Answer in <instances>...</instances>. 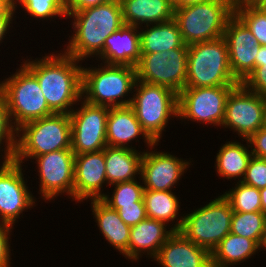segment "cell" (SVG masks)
Here are the masks:
<instances>
[{
  "label": "cell",
  "mask_w": 266,
  "mask_h": 267,
  "mask_svg": "<svg viewBox=\"0 0 266 267\" xmlns=\"http://www.w3.org/2000/svg\"><path fill=\"white\" fill-rule=\"evenodd\" d=\"M61 52L21 63L36 76L49 108L54 113L69 114L82 99L83 66L80 60Z\"/></svg>",
  "instance_id": "cell-1"
},
{
  "label": "cell",
  "mask_w": 266,
  "mask_h": 267,
  "mask_svg": "<svg viewBox=\"0 0 266 267\" xmlns=\"http://www.w3.org/2000/svg\"><path fill=\"white\" fill-rule=\"evenodd\" d=\"M68 18L73 20V33L63 52L81 62L96 57L103 50L106 38L124 25L119 0L67 14Z\"/></svg>",
  "instance_id": "cell-2"
},
{
  "label": "cell",
  "mask_w": 266,
  "mask_h": 267,
  "mask_svg": "<svg viewBox=\"0 0 266 267\" xmlns=\"http://www.w3.org/2000/svg\"><path fill=\"white\" fill-rule=\"evenodd\" d=\"M136 81V68L129 65H107L101 62L98 68L83 66L82 99L109 108L130 106V93H133Z\"/></svg>",
  "instance_id": "cell-3"
},
{
  "label": "cell",
  "mask_w": 266,
  "mask_h": 267,
  "mask_svg": "<svg viewBox=\"0 0 266 267\" xmlns=\"http://www.w3.org/2000/svg\"><path fill=\"white\" fill-rule=\"evenodd\" d=\"M63 149H71V120L69 114L53 113L16 130L13 160L23 165L32 157Z\"/></svg>",
  "instance_id": "cell-4"
},
{
  "label": "cell",
  "mask_w": 266,
  "mask_h": 267,
  "mask_svg": "<svg viewBox=\"0 0 266 267\" xmlns=\"http://www.w3.org/2000/svg\"><path fill=\"white\" fill-rule=\"evenodd\" d=\"M223 37L188 45L185 88L236 86Z\"/></svg>",
  "instance_id": "cell-5"
},
{
  "label": "cell",
  "mask_w": 266,
  "mask_h": 267,
  "mask_svg": "<svg viewBox=\"0 0 266 267\" xmlns=\"http://www.w3.org/2000/svg\"><path fill=\"white\" fill-rule=\"evenodd\" d=\"M234 5V0H210L175 8L174 20L183 42L191 45L223 37Z\"/></svg>",
  "instance_id": "cell-6"
},
{
  "label": "cell",
  "mask_w": 266,
  "mask_h": 267,
  "mask_svg": "<svg viewBox=\"0 0 266 267\" xmlns=\"http://www.w3.org/2000/svg\"><path fill=\"white\" fill-rule=\"evenodd\" d=\"M0 82L8 114L15 130L22 125L52 115L36 76L24 65Z\"/></svg>",
  "instance_id": "cell-7"
},
{
  "label": "cell",
  "mask_w": 266,
  "mask_h": 267,
  "mask_svg": "<svg viewBox=\"0 0 266 267\" xmlns=\"http://www.w3.org/2000/svg\"><path fill=\"white\" fill-rule=\"evenodd\" d=\"M132 94L131 107L144 131L159 143L172 118H178V94L159 85L137 80Z\"/></svg>",
  "instance_id": "cell-8"
},
{
  "label": "cell",
  "mask_w": 266,
  "mask_h": 267,
  "mask_svg": "<svg viewBox=\"0 0 266 267\" xmlns=\"http://www.w3.org/2000/svg\"><path fill=\"white\" fill-rule=\"evenodd\" d=\"M183 216L180 232L194 244L212 252L230 233L233 210L230 202L221 194Z\"/></svg>",
  "instance_id": "cell-9"
},
{
  "label": "cell",
  "mask_w": 266,
  "mask_h": 267,
  "mask_svg": "<svg viewBox=\"0 0 266 267\" xmlns=\"http://www.w3.org/2000/svg\"><path fill=\"white\" fill-rule=\"evenodd\" d=\"M188 48H174L158 53H141L136 65L137 80L167 87L179 94L187 76Z\"/></svg>",
  "instance_id": "cell-10"
},
{
  "label": "cell",
  "mask_w": 266,
  "mask_h": 267,
  "mask_svg": "<svg viewBox=\"0 0 266 267\" xmlns=\"http://www.w3.org/2000/svg\"><path fill=\"white\" fill-rule=\"evenodd\" d=\"M234 87L184 88L178 94V119L221 127L226 100Z\"/></svg>",
  "instance_id": "cell-11"
},
{
  "label": "cell",
  "mask_w": 266,
  "mask_h": 267,
  "mask_svg": "<svg viewBox=\"0 0 266 267\" xmlns=\"http://www.w3.org/2000/svg\"><path fill=\"white\" fill-rule=\"evenodd\" d=\"M78 109L69 113L71 120V149L75 155L98 152L107 146L106 129L109 107L80 100Z\"/></svg>",
  "instance_id": "cell-12"
},
{
  "label": "cell",
  "mask_w": 266,
  "mask_h": 267,
  "mask_svg": "<svg viewBox=\"0 0 266 267\" xmlns=\"http://www.w3.org/2000/svg\"><path fill=\"white\" fill-rule=\"evenodd\" d=\"M39 176L38 194L46 202L66 194L73 200L75 154L72 149L57 150L32 157Z\"/></svg>",
  "instance_id": "cell-13"
},
{
  "label": "cell",
  "mask_w": 266,
  "mask_h": 267,
  "mask_svg": "<svg viewBox=\"0 0 266 267\" xmlns=\"http://www.w3.org/2000/svg\"><path fill=\"white\" fill-rule=\"evenodd\" d=\"M0 164V222L12 227L18 222L23 211L36 206L33 196L24 177L20 163L12 160L1 161ZM23 170V171H22ZM25 178V180H24ZM35 197V198H34Z\"/></svg>",
  "instance_id": "cell-14"
},
{
  "label": "cell",
  "mask_w": 266,
  "mask_h": 267,
  "mask_svg": "<svg viewBox=\"0 0 266 267\" xmlns=\"http://www.w3.org/2000/svg\"><path fill=\"white\" fill-rule=\"evenodd\" d=\"M222 127L232 129L243 142L263 128V96L236 85L227 97Z\"/></svg>",
  "instance_id": "cell-15"
},
{
  "label": "cell",
  "mask_w": 266,
  "mask_h": 267,
  "mask_svg": "<svg viewBox=\"0 0 266 267\" xmlns=\"http://www.w3.org/2000/svg\"><path fill=\"white\" fill-rule=\"evenodd\" d=\"M156 145L159 144L155 143L150 147V151L149 148L144 150L138 178L142 180L144 189L172 191L192 162L169 152L156 151L154 150Z\"/></svg>",
  "instance_id": "cell-16"
},
{
  "label": "cell",
  "mask_w": 266,
  "mask_h": 267,
  "mask_svg": "<svg viewBox=\"0 0 266 267\" xmlns=\"http://www.w3.org/2000/svg\"><path fill=\"white\" fill-rule=\"evenodd\" d=\"M223 38L228 48L230 69L233 76L242 83L255 68V57L260 45L235 14L228 20Z\"/></svg>",
  "instance_id": "cell-17"
},
{
  "label": "cell",
  "mask_w": 266,
  "mask_h": 267,
  "mask_svg": "<svg viewBox=\"0 0 266 267\" xmlns=\"http://www.w3.org/2000/svg\"><path fill=\"white\" fill-rule=\"evenodd\" d=\"M103 185L109 186L104 149L75 155L73 201L101 199L105 195Z\"/></svg>",
  "instance_id": "cell-18"
},
{
  "label": "cell",
  "mask_w": 266,
  "mask_h": 267,
  "mask_svg": "<svg viewBox=\"0 0 266 267\" xmlns=\"http://www.w3.org/2000/svg\"><path fill=\"white\" fill-rule=\"evenodd\" d=\"M160 267H212L211 252L174 231L154 259Z\"/></svg>",
  "instance_id": "cell-19"
},
{
  "label": "cell",
  "mask_w": 266,
  "mask_h": 267,
  "mask_svg": "<svg viewBox=\"0 0 266 267\" xmlns=\"http://www.w3.org/2000/svg\"><path fill=\"white\" fill-rule=\"evenodd\" d=\"M140 136L144 139L145 147L150 148L155 144L142 128L131 106L109 108L106 129L107 146L137 150L132 147V141L137 139L136 142H139Z\"/></svg>",
  "instance_id": "cell-20"
},
{
  "label": "cell",
  "mask_w": 266,
  "mask_h": 267,
  "mask_svg": "<svg viewBox=\"0 0 266 267\" xmlns=\"http://www.w3.org/2000/svg\"><path fill=\"white\" fill-rule=\"evenodd\" d=\"M167 228V225L159 220L151 218L142 220L130 228L128 249L122 255L132 262L138 261L143 254L154 260L160 247L174 232Z\"/></svg>",
  "instance_id": "cell-21"
},
{
  "label": "cell",
  "mask_w": 266,
  "mask_h": 267,
  "mask_svg": "<svg viewBox=\"0 0 266 267\" xmlns=\"http://www.w3.org/2000/svg\"><path fill=\"white\" fill-rule=\"evenodd\" d=\"M140 57L139 27L124 24L106 38L103 50L95 58L107 65L136 67Z\"/></svg>",
  "instance_id": "cell-22"
},
{
  "label": "cell",
  "mask_w": 266,
  "mask_h": 267,
  "mask_svg": "<svg viewBox=\"0 0 266 267\" xmlns=\"http://www.w3.org/2000/svg\"><path fill=\"white\" fill-rule=\"evenodd\" d=\"M124 24L140 27L174 19L175 7L169 0H119Z\"/></svg>",
  "instance_id": "cell-23"
},
{
  "label": "cell",
  "mask_w": 266,
  "mask_h": 267,
  "mask_svg": "<svg viewBox=\"0 0 266 267\" xmlns=\"http://www.w3.org/2000/svg\"><path fill=\"white\" fill-rule=\"evenodd\" d=\"M93 218L107 243L123 254L128 249L130 226L120 218L117 210L110 208L101 199L90 200Z\"/></svg>",
  "instance_id": "cell-24"
},
{
  "label": "cell",
  "mask_w": 266,
  "mask_h": 267,
  "mask_svg": "<svg viewBox=\"0 0 266 267\" xmlns=\"http://www.w3.org/2000/svg\"><path fill=\"white\" fill-rule=\"evenodd\" d=\"M144 151L106 146L104 159L108 185L128 182L140 177Z\"/></svg>",
  "instance_id": "cell-25"
},
{
  "label": "cell",
  "mask_w": 266,
  "mask_h": 267,
  "mask_svg": "<svg viewBox=\"0 0 266 267\" xmlns=\"http://www.w3.org/2000/svg\"><path fill=\"white\" fill-rule=\"evenodd\" d=\"M142 27V28H141ZM145 28V29H144ZM141 53H158L174 48H188L174 19L139 27Z\"/></svg>",
  "instance_id": "cell-26"
},
{
  "label": "cell",
  "mask_w": 266,
  "mask_h": 267,
  "mask_svg": "<svg viewBox=\"0 0 266 267\" xmlns=\"http://www.w3.org/2000/svg\"><path fill=\"white\" fill-rule=\"evenodd\" d=\"M178 198L172 191L144 189L143 200L147 218L159 220L173 231H180L184 214L179 215L181 202Z\"/></svg>",
  "instance_id": "cell-27"
},
{
  "label": "cell",
  "mask_w": 266,
  "mask_h": 267,
  "mask_svg": "<svg viewBox=\"0 0 266 267\" xmlns=\"http://www.w3.org/2000/svg\"><path fill=\"white\" fill-rule=\"evenodd\" d=\"M244 140L247 146L233 140L221 145L220 150L217 151L215 168L222 179H230V181L238 179L240 182L244 178L248 162L252 157L249 142L247 139Z\"/></svg>",
  "instance_id": "cell-28"
},
{
  "label": "cell",
  "mask_w": 266,
  "mask_h": 267,
  "mask_svg": "<svg viewBox=\"0 0 266 267\" xmlns=\"http://www.w3.org/2000/svg\"><path fill=\"white\" fill-rule=\"evenodd\" d=\"M259 245L240 235L229 233L211 252L212 267H231L246 262L258 253Z\"/></svg>",
  "instance_id": "cell-29"
},
{
  "label": "cell",
  "mask_w": 266,
  "mask_h": 267,
  "mask_svg": "<svg viewBox=\"0 0 266 267\" xmlns=\"http://www.w3.org/2000/svg\"><path fill=\"white\" fill-rule=\"evenodd\" d=\"M266 215L262 211L256 212H233L230 233L254 240L260 243Z\"/></svg>",
  "instance_id": "cell-30"
},
{
  "label": "cell",
  "mask_w": 266,
  "mask_h": 267,
  "mask_svg": "<svg viewBox=\"0 0 266 267\" xmlns=\"http://www.w3.org/2000/svg\"><path fill=\"white\" fill-rule=\"evenodd\" d=\"M223 196L230 202L233 212L262 211L259 189L242 181H237L232 189L223 193Z\"/></svg>",
  "instance_id": "cell-31"
},
{
  "label": "cell",
  "mask_w": 266,
  "mask_h": 267,
  "mask_svg": "<svg viewBox=\"0 0 266 267\" xmlns=\"http://www.w3.org/2000/svg\"><path fill=\"white\" fill-rule=\"evenodd\" d=\"M110 186L114 187L112 195L105 193L101 200L114 210H118L121 205H135V202H144V186L137 179L115 183Z\"/></svg>",
  "instance_id": "cell-32"
},
{
  "label": "cell",
  "mask_w": 266,
  "mask_h": 267,
  "mask_svg": "<svg viewBox=\"0 0 266 267\" xmlns=\"http://www.w3.org/2000/svg\"><path fill=\"white\" fill-rule=\"evenodd\" d=\"M21 6L31 17L43 21V19L67 18L65 0H14L15 10Z\"/></svg>",
  "instance_id": "cell-33"
},
{
  "label": "cell",
  "mask_w": 266,
  "mask_h": 267,
  "mask_svg": "<svg viewBox=\"0 0 266 267\" xmlns=\"http://www.w3.org/2000/svg\"><path fill=\"white\" fill-rule=\"evenodd\" d=\"M234 14L248 27L259 45L266 46V12L256 6H234Z\"/></svg>",
  "instance_id": "cell-34"
},
{
  "label": "cell",
  "mask_w": 266,
  "mask_h": 267,
  "mask_svg": "<svg viewBox=\"0 0 266 267\" xmlns=\"http://www.w3.org/2000/svg\"><path fill=\"white\" fill-rule=\"evenodd\" d=\"M15 146L16 130L11 124L5 96L0 90V152L3 153H0L2 154L0 155V159L3 161L12 160L15 153Z\"/></svg>",
  "instance_id": "cell-35"
},
{
  "label": "cell",
  "mask_w": 266,
  "mask_h": 267,
  "mask_svg": "<svg viewBox=\"0 0 266 267\" xmlns=\"http://www.w3.org/2000/svg\"><path fill=\"white\" fill-rule=\"evenodd\" d=\"M242 84L250 91L266 95V46L260 45L255 57V68Z\"/></svg>",
  "instance_id": "cell-36"
},
{
  "label": "cell",
  "mask_w": 266,
  "mask_h": 267,
  "mask_svg": "<svg viewBox=\"0 0 266 267\" xmlns=\"http://www.w3.org/2000/svg\"><path fill=\"white\" fill-rule=\"evenodd\" d=\"M242 182L259 190L265 188L266 159L252 156L248 162V166Z\"/></svg>",
  "instance_id": "cell-37"
},
{
  "label": "cell",
  "mask_w": 266,
  "mask_h": 267,
  "mask_svg": "<svg viewBox=\"0 0 266 267\" xmlns=\"http://www.w3.org/2000/svg\"><path fill=\"white\" fill-rule=\"evenodd\" d=\"M117 212L123 222L130 227L147 218L144 202H135V205H121Z\"/></svg>",
  "instance_id": "cell-38"
},
{
  "label": "cell",
  "mask_w": 266,
  "mask_h": 267,
  "mask_svg": "<svg viewBox=\"0 0 266 267\" xmlns=\"http://www.w3.org/2000/svg\"><path fill=\"white\" fill-rule=\"evenodd\" d=\"M14 227L0 222V267H10L11 266V247L9 244L11 242L10 236L12 235V230ZM11 234V235H10ZM10 239V242H9Z\"/></svg>",
  "instance_id": "cell-39"
},
{
  "label": "cell",
  "mask_w": 266,
  "mask_h": 267,
  "mask_svg": "<svg viewBox=\"0 0 266 267\" xmlns=\"http://www.w3.org/2000/svg\"><path fill=\"white\" fill-rule=\"evenodd\" d=\"M252 156L266 159V129L260 128L248 139Z\"/></svg>",
  "instance_id": "cell-40"
},
{
  "label": "cell",
  "mask_w": 266,
  "mask_h": 267,
  "mask_svg": "<svg viewBox=\"0 0 266 267\" xmlns=\"http://www.w3.org/2000/svg\"><path fill=\"white\" fill-rule=\"evenodd\" d=\"M110 0H65L67 14L83 10L88 7H94Z\"/></svg>",
  "instance_id": "cell-41"
},
{
  "label": "cell",
  "mask_w": 266,
  "mask_h": 267,
  "mask_svg": "<svg viewBox=\"0 0 266 267\" xmlns=\"http://www.w3.org/2000/svg\"><path fill=\"white\" fill-rule=\"evenodd\" d=\"M15 15H0V44H2V42H4V38L6 36V34H9V30L10 27L13 24V20H15L14 18Z\"/></svg>",
  "instance_id": "cell-42"
},
{
  "label": "cell",
  "mask_w": 266,
  "mask_h": 267,
  "mask_svg": "<svg viewBox=\"0 0 266 267\" xmlns=\"http://www.w3.org/2000/svg\"><path fill=\"white\" fill-rule=\"evenodd\" d=\"M14 0H0V15H14Z\"/></svg>",
  "instance_id": "cell-43"
},
{
  "label": "cell",
  "mask_w": 266,
  "mask_h": 267,
  "mask_svg": "<svg viewBox=\"0 0 266 267\" xmlns=\"http://www.w3.org/2000/svg\"><path fill=\"white\" fill-rule=\"evenodd\" d=\"M261 0H234V6H256Z\"/></svg>",
  "instance_id": "cell-44"
},
{
  "label": "cell",
  "mask_w": 266,
  "mask_h": 267,
  "mask_svg": "<svg viewBox=\"0 0 266 267\" xmlns=\"http://www.w3.org/2000/svg\"><path fill=\"white\" fill-rule=\"evenodd\" d=\"M260 201H261V208L262 212L266 215V187L260 189Z\"/></svg>",
  "instance_id": "cell-45"
},
{
  "label": "cell",
  "mask_w": 266,
  "mask_h": 267,
  "mask_svg": "<svg viewBox=\"0 0 266 267\" xmlns=\"http://www.w3.org/2000/svg\"><path fill=\"white\" fill-rule=\"evenodd\" d=\"M261 248H262V250L266 251V222H265V226H264V229H263L262 237H261V240H260V243H259V252H261L260 251Z\"/></svg>",
  "instance_id": "cell-46"
},
{
  "label": "cell",
  "mask_w": 266,
  "mask_h": 267,
  "mask_svg": "<svg viewBox=\"0 0 266 267\" xmlns=\"http://www.w3.org/2000/svg\"><path fill=\"white\" fill-rule=\"evenodd\" d=\"M207 1H210V0H181V7L191 5V4H196V3H203Z\"/></svg>",
  "instance_id": "cell-47"
},
{
  "label": "cell",
  "mask_w": 266,
  "mask_h": 267,
  "mask_svg": "<svg viewBox=\"0 0 266 267\" xmlns=\"http://www.w3.org/2000/svg\"><path fill=\"white\" fill-rule=\"evenodd\" d=\"M263 128L266 129V95L263 96Z\"/></svg>",
  "instance_id": "cell-48"
},
{
  "label": "cell",
  "mask_w": 266,
  "mask_h": 267,
  "mask_svg": "<svg viewBox=\"0 0 266 267\" xmlns=\"http://www.w3.org/2000/svg\"><path fill=\"white\" fill-rule=\"evenodd\" d=\"M256 7L261 10L266 12V0H261Z\"/></svg>",
  "instance_id": "cell-49"
},
{
  "label": "cell",
  "mask_w": 266,
  "mask_h": 267,
  "mask_svg": "<svg viewBox=\"0 0 266 267\" xmlns=\"http://www.w3.org/2000/svg\"><path fill=\"white\" fill-rule=\"evenodd\" d=\"M175 8L181 7V0H169Z\"/></svg>",
  "instance_id": "cell-50"
}]
</instances>
